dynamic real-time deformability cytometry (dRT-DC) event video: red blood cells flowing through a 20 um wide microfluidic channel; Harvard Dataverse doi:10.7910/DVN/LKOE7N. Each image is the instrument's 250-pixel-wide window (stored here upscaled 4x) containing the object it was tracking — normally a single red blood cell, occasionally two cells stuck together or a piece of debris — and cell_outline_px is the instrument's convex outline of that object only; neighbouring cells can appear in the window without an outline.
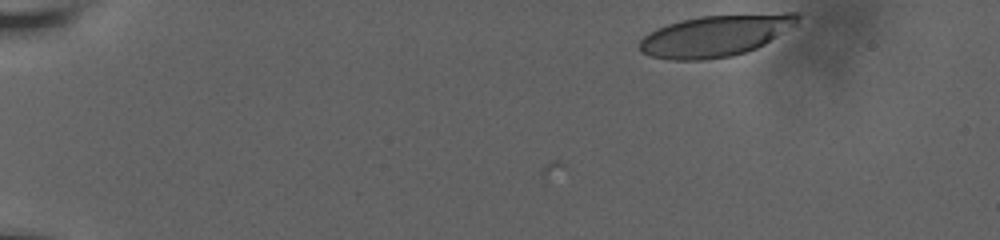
{"species": "human", "species_latin": "Homo sapiens", "temperature_condition": "room temperature", "stored_images_in_passage": 49, "camera_frame_rate_fps": 3000, "um_per_image_px": 0.085, "donor": {"sex": "male"}, "frame": {"image": 1, "passage_image": 1, "time_ms": 0.0, "image_size_px": [1000, 240], "cell_outline_px": [[800, 16], [796, 24], [764, 44], [756, 48], [732, 56], [704, 60], [668, 60], [648, 56], [640, 52], [640, 40], [644, 36], [656, 28], [680, 20], [700, 16], [784, 12], [800, 12]], "centroid_in_image_um": [60.81, 3.02], "position_along_channel_um": 24.2, "area_um2": 38.44}}
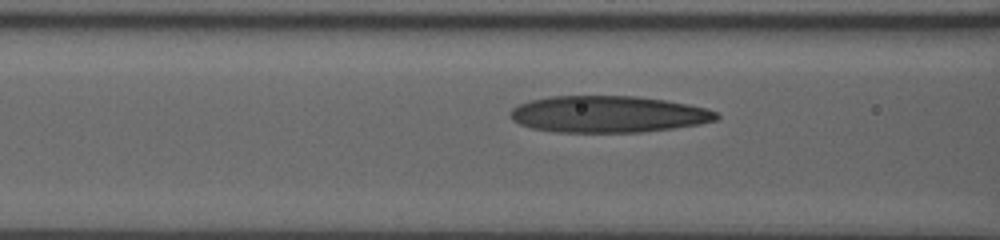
{"frame": {"image": 2, "passage_image": 35, "time_ms": 6.0, "image_size_px": [1000, 240], "cell_outline_px": [[720, 116], [716, 120], [700, 124], [672, 128], [640, 132], [556, 132], [532, 128], [520, 124], [512, 120], [508, 116], [508, 112], [512, 108], [528, 100], [548, 96], [636, 96], [664, 100], [688, 104], [708, 108], [716, 112]], "centroid_in_image_um": [51.66, 9.7], "position_along_channel_um": 114.9, "area_um2": 44.22}}
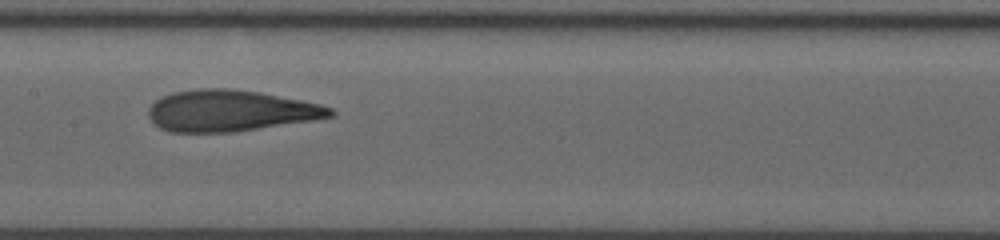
{"frame": {"image": 3, "passage_image": 48, "time_ms": 8.0, "image_size_px": [1000, 240], "cell_outline_px": [[336, 112], [332, 116], [312, 120], [232, 132], [168, 132], [152, 124], [148, 116], [148, 108], [156, 100], [172, 92], [200, 88], [228, 88], [260, 92], [320, 104], [332, 108]], "centroid_in_image_um": [19.53, 9.41], "position_along_channel_um": 187.9, "area_um2": 43.7}}